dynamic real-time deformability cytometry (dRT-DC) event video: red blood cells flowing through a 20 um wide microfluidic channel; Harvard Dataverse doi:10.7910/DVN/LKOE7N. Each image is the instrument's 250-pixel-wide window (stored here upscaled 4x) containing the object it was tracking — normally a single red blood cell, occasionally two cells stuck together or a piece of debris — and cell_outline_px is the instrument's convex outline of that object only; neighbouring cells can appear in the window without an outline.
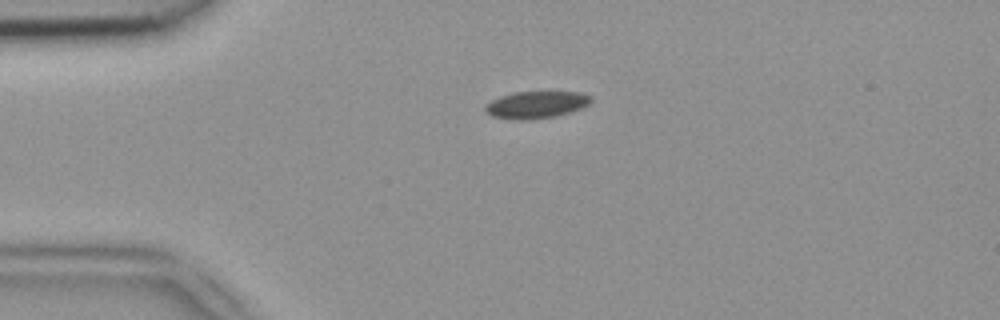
{"species": "common noctule bat (a hibernating species)", "species_latin": "Nyctalus noctula", "temperature_condition": "room temperature", "stored_images_in_passage": 39, "camera_frame_rate_fps": 3000, "um_per_image_px": 0.085, "animal": {"sex": "female", "body_mass_g": 18.4}, "frame": {"image": 1, "passage_image": 1, "time_ms": 0.0, "image_size_px": [1000, 320], "cell_outline_px": [[592, 100], [588, 104], [580, 108], [556, 116], [528, 120], [516, 120], [492, 116], [484, 112], [484, 108], [492, 100], [500, 96], [516, 92], [580, 92], [592, 96]], "centroid_in_image_um": [45.56, 8.9], "position_along_channel_um": 39.4, "area_um2": 16.59}}
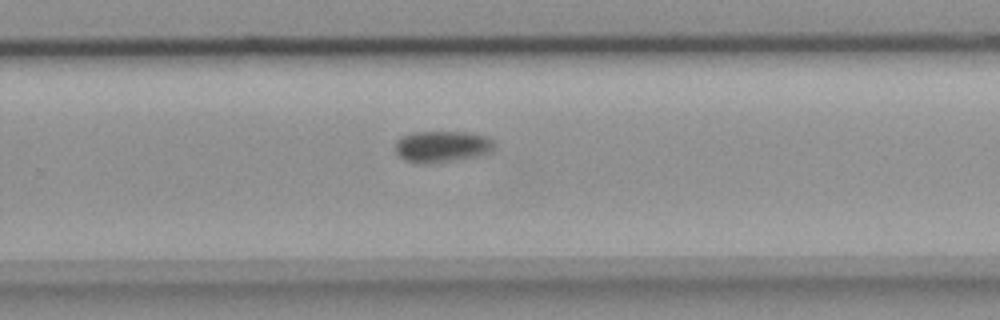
{"frame": {"image": 2, "passage_image": 22, "time_ms": 7.0, "image_size_px": [1000, 320], "cell_outline_px": [[496, 144], [492, 152], [484, 156], [420, 164], [404, 160], [396, 152], [396, 140], [400, 136], [412, 132], [468, 132], [488, 136]], "centroid_in_image_um": [37.62, 12.45], "position_along_channel_um": 292.2, "area_um2": 18.44}}
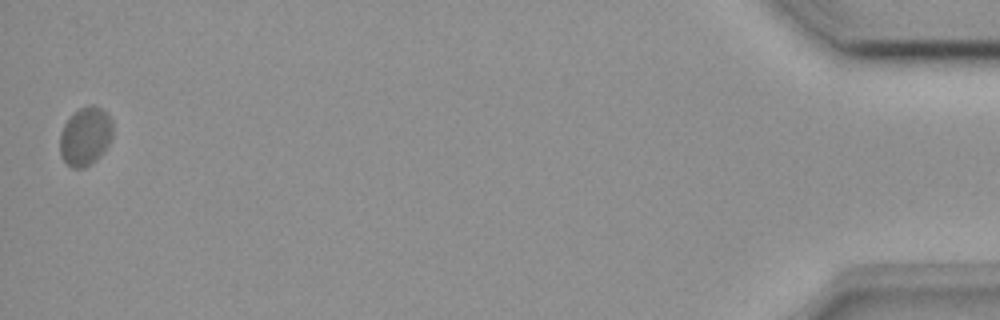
{"frame": {"image": 3, "passage_image": 39, "time_ms": 12.667, "image_size_px": [1000, 320], "cell_outline_px": [[112, 140], [104, 152], [96, 160], [84, 168], [72, 168], [60, 156], [60, 132], [64, 124], [80, 108], [92, 104], [104, 108], [108, 112], [112, 120]], "centroid_in_image_um": [7.29, 11.58], "position_along_channel_um": 427.9, "area_um2": 18.26}}